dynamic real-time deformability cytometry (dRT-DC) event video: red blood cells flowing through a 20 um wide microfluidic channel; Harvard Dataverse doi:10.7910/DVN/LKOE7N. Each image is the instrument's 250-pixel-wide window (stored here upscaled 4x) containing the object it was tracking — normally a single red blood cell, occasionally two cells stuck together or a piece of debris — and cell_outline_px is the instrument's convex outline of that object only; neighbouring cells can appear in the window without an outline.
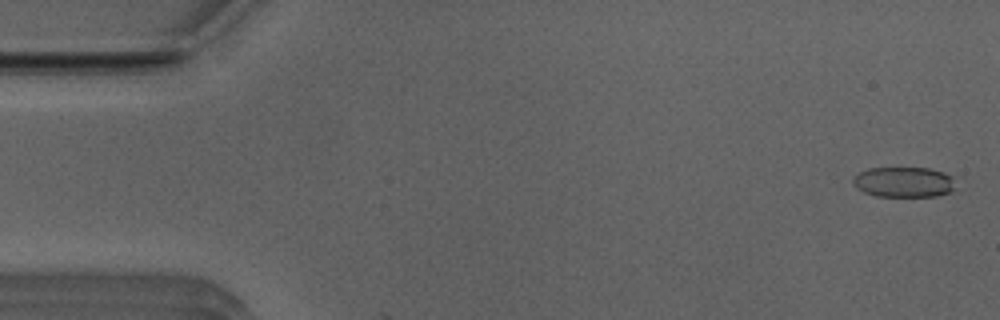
{"species": "Egyptian fruit bat (a non-hibernating species)", "species_latin": "Rousettus aegyptiacus", "temperature_condition": "room temperature", "stored_images_in_passage": 4, "camera_frame_rate_fps": 3000, "um_per_image_px": 0.085, "animal": {"sex": "male"}, "frame": {"image": 1, "passage_image": 2, "time_ms": 0.333, "image_size_px": [1000, 320], "cell_outline_px": [[952, 192], [936, 196], [876, 196], [864, 192], [856, 188], [852, 184], [852, 180], [860, 172], [868, 168], [928, 168], [944, 172], [952, 176]], "centroid_in_image_um": [76.79, 15.48], "position_along_channel_um": 8.2, "area_um2": 18.03}}